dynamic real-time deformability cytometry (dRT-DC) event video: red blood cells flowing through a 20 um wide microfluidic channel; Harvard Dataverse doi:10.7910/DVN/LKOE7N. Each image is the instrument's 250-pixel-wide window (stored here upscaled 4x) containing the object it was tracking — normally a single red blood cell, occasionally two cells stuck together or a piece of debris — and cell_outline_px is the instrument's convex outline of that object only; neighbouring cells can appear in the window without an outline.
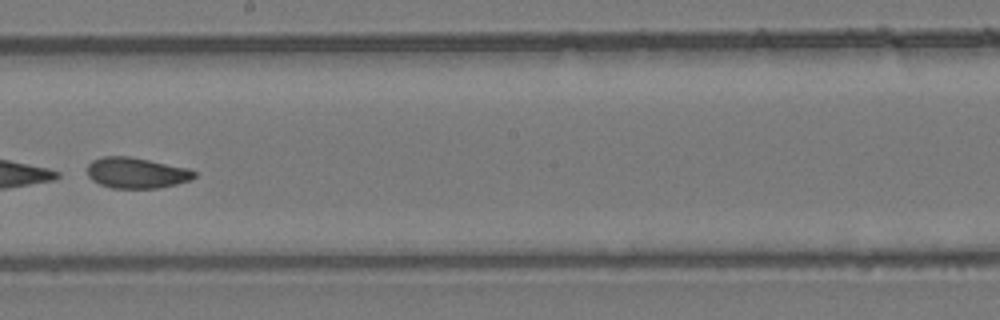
{"species": "common noctule bat (a hibernating species)", "species_latin": "Nyctalus noctula", "temperature_condition": "room temperature", "stored_images_in_passage": 48, "camera_frame_rate_fps": 3000, "um_per_image_px": 0.085, "animal": {"sex": "female", "body_mass_g": 24.6, "forearm_length_mm": 56.2}, "frame": {"image": 1, "passage_image": 28, "time_ms": 9.0, "image_size_px": [1000, 320], "cell_outline_px": [[196, 176], [188, 180], [176, 184], [160, 188], [112, 188], [100, 184], [92, 180], [88, 176], [88, 164], [92, 160], [104, 156], [128, 156], [188, 168], [196, 172]], "centroid_in_image_um": [11.58, 14.69], "position_along_channel_um": 236.6, "area_um2": 19.07}}